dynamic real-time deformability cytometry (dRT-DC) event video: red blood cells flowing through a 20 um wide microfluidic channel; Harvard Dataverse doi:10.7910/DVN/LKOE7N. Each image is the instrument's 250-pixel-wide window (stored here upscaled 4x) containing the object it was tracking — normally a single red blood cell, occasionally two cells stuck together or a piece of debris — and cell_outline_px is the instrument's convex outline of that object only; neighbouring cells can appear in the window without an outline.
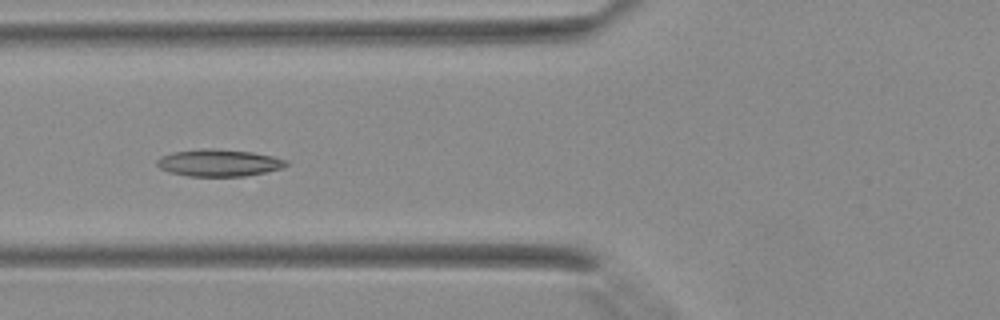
{"species": "Egyptian fruit bat (a non-hibernating species)", "species_latin": "Rousettus aegyptiacus", "temperature_condition": "warm", "stored_images_in_passage": 4, "camera_frame_rate_fps": 3000, "um_per_image_px": 0.085, "animal": {"sex": "female"}, "frame": {"image": 1, "passage_image": 4, "time_ms": 1.0, "image_size_px": [1000, 320], "cell_outline_px": [[288, 164], [284, 168], [244, 176], [188, 176], [168, 172], [160, 168], [156, 164], [156, 160], [160, 156], [172, 152], [204, 148], [212, 148], [252, 152], [272, 156], [288, 160]], "centroid_in_image_um": [18.58, 13.83], "position_along_channel_um": 107.2, "area_um2": 20.46}}